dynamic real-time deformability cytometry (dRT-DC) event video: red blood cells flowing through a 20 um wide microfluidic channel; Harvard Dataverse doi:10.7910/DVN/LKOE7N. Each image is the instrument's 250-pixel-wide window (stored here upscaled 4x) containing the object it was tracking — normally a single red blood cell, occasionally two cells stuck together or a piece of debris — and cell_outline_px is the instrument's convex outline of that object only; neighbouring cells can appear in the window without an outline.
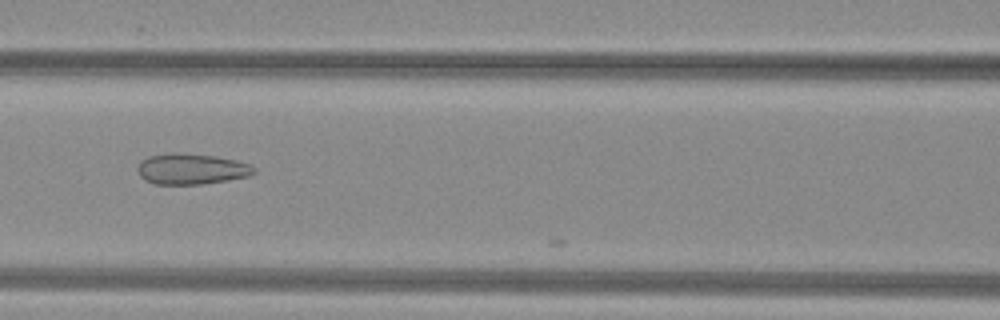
{"species": "common noctule bat (a hibernating species)", "species_latin": "Nyctalus noctula", "temperature_condition": "warm", "stored_images_in_passage": 9, "camera_frame_rate_fps": 3000, "um_per_image_px": 0.085, "animal": {"sex": "female", "body_mass_g": 29.2, "forearm_length_mm": 56.3}, "frame": {"image": 1, "passage_image": 7, "time_ms": 2.0, "image_size_px": [1000, 320], "cell_outline_px": [[256, 172], [248, 176], [228, 180], [200, 184], [152, 184], [144, 180], [140, 176], [136, 168], [140, 160], [148, 156], [172, 152], [216, 156], [236, 160], [252, 164], [256, 168]], "centroid_in_image_um": [16.25, 14.36], "position_along_channel_um": 150.3, "area_um2": 21.15}}